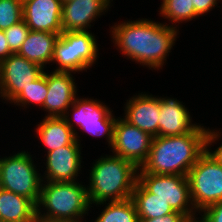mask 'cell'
<instances>
[{"label":"cell","instance_id":"603a6c76","mask_svg":"<svg viewBox=\"0 0 222 222\" xmlns=\"http://www.w3.org/2000/svg\"><path fill=\"white\" fill-rule=\"evenodd\" d=\"M160 14L164 19L176 23L191 21L200 17L194 10L192 0H162Z\"/></svg>","mask_w":222,"mask_h":222},{"label":"cell","instance_id":"4fadbf2b","mask_svg":"<svg viewBox=\"0 0 222 222\" xmlns=\"http://www.w3.org/2000/svg\"><path fill=\"white\" fill-rule=\"evenodd\" d=\"M74 80L71 72L46 73L48 94L43 110L48 112L47 117H64L77 95Z\"/></svg>","mask_w":222,"mask_h":222},{"label":"cell","instance_id":"9a60e30c","mask_svg":"<svg viewBox=\"0 0 222 222\" xmlns=\"http://www.w3.org/2000/svg\"><path fill=\"white\" fill-rule=\"evenodd\" d=\"M22 16L32 31L63 32L61 0H25Z\"/></svg>","mask_w":222,"mask_h":222},{"label":"cell","instance_id":"ba28073f","mask_svg":"<svg viewBox=\"0 0 222 222\" xmlns=\"http://www.w3.org/2000/svg\"><path fill=\"white\" fill-rule=\"evenodd\" d=\"M190 198L200 214L205 208L222 201V165L204 152L187 174Z\"/></svg>","mask_w":222,"mask_h":222},{"label":"cell","instance_id":"e0dca14e","mask_svg":"<svg viewBox=\"0 0 222 222\" xmlns=\"http://www.w3.org/2000/svg\"><path fill=\"white\" fill-rule=\"evenodd\" d=\"M177 98L160 97L158 136L189 134L199 124L192 123L190 112Z\"/></svg>","mask_w":222,"mask_h":222},{"label":"cell","instance_id":"5b68a950","mask_svg":"<svg viewBox=\"0 0 222 222\" xmlns=\"http://www.w3.org/2000/svg\"><path fill=\"white\" fill-rule=\"evenodd\" d=\"M96 40L89 31L62 32L53 50L54 71L78 73L91 68L99 57Z\"/></svg>","mask_w":222,"mask_h":222},{"label":"cell","instance_id":"2e32d148","mask_svg":"<svg viewBox=\"0 0 222 222\" xmlns=\"http://www.w3.org/2000/svg\"><path fill=\"white\" fill-rule=\"evenodd\" d=\"M123 118L152 137L158 136L160 97L145 92L135 95L125 104Z\"/></svg>","mask_w":222,"mask_h":222},{"label":"cell","instance_id":"f1b7e54d","mask_svg":"<svg viewBox=\"0 0 222 222\" xmlns=\"http://www.w3.org/2000/svg\"><path fill=\"white\" fill-rule=\"evenodd\" d=\"M138 222H190V220L184 214L175 211L162 217L139 219Z\"/></svg>","mask_w":222,"mask_h":222},{"label":"cell","instance_id":"1f68e13d","mask_svg":"<svg viewBox=\"0 0 222 222\" xmlns=\"http://www.w3.org/2000/svg\"><path fill=\"white\" fill-rule=\"evenodd\" d=\"M35 222H70V221H60V220H49L43 218H36Z\"/></svg>","mask_w":222,"mask_h":222},{"label":"cell","instance_id":"6da1fadb","mask_svg":"<svg viewBox=\"0 0 222 222\" xmlns=\"http://www.w3.org/2000/svg\"><path fill=\"white\" fill-rule=\"evenodd\" d=\"M115 24L110 29L112 42L125 57L149 69H162L179 35V27L146 18Z\"/></svg>","mask_w":222,"mask_h":222},{"label":"cell","instance_id":"ffe728a7","mask_svg":"<svg viewBox=\"0 0 222 222\" xmlns=\"http://www.w3.org/2000/svg\"><path fill=\"white\" fill-rule=\"evenodd\" d=\"M36 205L27 197L0 188V221L35 222Z\"/></svg>","mask_w":222,"mask_h":222},{"label":"cell","instance_id":"8fae6325","mask_svg":"<svg viewBox=\"0 0 222 222\" xmlns=\"http://www.w3.org/2000/svg\"><path fill=\"white\" fill-rule=\"evenodd\" d=\"M38 64L17 53L0 62V97L11 102L24 88L35 81L43 72Z\"/></svg>","mask_w":222,"mask_h":222},{"label":"cell","instance_id":"f546056e","mask_svg":"<svg viewBox=\"0 0 222 222\" xmlns=\"http://www.w3.org/2000/svg\"><path fill=\"white\" fill-rule=\"evenodd\" d=\"M219 0H192L195 12L200 16L210 13L213 7L217 6Z\"/></svg>","mask_w":222,"mask_h":222},{"label":"cell","instance_id":"7c38bea8","mask_svg":"<svg viewBox=\"0 0 222 222\" xmlns=\"http://www.w3.org/2000/svg\"><path fill=\"white\" fill-rule=\"evenodd\" d=\"M80 148V142L75 140L70 145L48 152L42 181L44 182V178L49 182L77 181L82 163Z\"/></svg>","mask_w":222,"mask_h":222},{"label":"cell","instance_id":"277c9868","mask_svg":"<svg viewBox=\"0 0 222 222\" xmlns=\"http://www.w3.org/2000/svg\"><path fill=\"white\" fill-rule=\"evenodd\" d=\"M90 206L87 188L78 181H47L45 184L42 181L40 198L36 205V218L82 222L81 219L88 215Z\"/></svg>","mask_w":222,"mask_h":222},{"label":"cell","instance_id":"7a4b0ae2","mask_svg":"<svg viewBox=\"0 0 222 222\" xmlns=\"http://www.w3.org/2000/svg\"><path fill=\"white\" fill-rule=\"evenodd\" d=\"M207 128L198 125L189 134L153 137L146 161L140 173L187 176L205 152Z\"/></svg>","mask_w":222,"mask_h":222},{"label":"cell","instance_id":"4dcf8cb0","mask_svg":"<svg viewBox=\"0 0 222 222\" xmlns=\"http://www.w3.org/2000/svg\"><path fill=\"white\" fill-rule=\"evenodd\" d=\"M13 54L7 43L4 30H0V62L5 60L9 55Z\"/></svg>","mask_w":222,"mask_h":222},{"label":"cell","instance_id":"d4e9b609","mask_svg":"<svg viewBox=\"0 0 222 222\" xmlns=\"http://www.w3.org/2000/svg\"><path fill=\"white\" fill-rule=\"evenodd\" d=\"M23 2L0 0V30H5L23 19Z\"/></svg>","mask_w":222,"mask_h":222},{"label":"cell","instance_id":"ac0fdd59","mask_svg":"<svg viewBox=\"0 0 222 222\" xmlns=\"http://www.w3.org/2000/svg\"><path fill=\"white\" fill-rule=\"evenodd\" d=\"M59 36L57 33L30 30L17 54L44 68L51 63Z\"/></svg>","mask_w":222,"mask_h":222},{"label":"cell","instance_id":"83f0119b","mask_svg":"<svg viewBox=\"0 0 222 222\" xmlns=\"http://www.w3.org/2000/svg\"><path fill=\"white\" fill-rule=\"evenodd\" d=\"M201 213L200 222H222V201L208 206Z\"/></svg>","mask_w":222,"mask_h":222},{"label":"cell","instance_id":"cb8c5ba5","mask_svg":"<svg viewBox=\"0 0 222 222\" xmlns=\"http://www.w3.org/2000/svg\"><path fill=\"white\" fill-rule=\"evenodd\" d=\"M48 94L46 72L44 71L35 81L24 88L10 103L27 108V105H39L43 108ZM26 106V107H25Z\"/></svg>","mask_w":222,"mask_h":222},{"label":"cell","instance_id":"9c48e42d","mask_svg":"<svg viewBox=\"0 0 222 222\" xmlns=\"http://www.w3.org/2000/svg\"><path fill=\"white\" fill-rule=\"evenodd\" d=\"M138 182L148 192L168 202L174 211L184 214L190 221L199 219L195 217L196 210L190 198L187 176L138 172Z\"/></svg>","mask_w":222,"mask_h":222},{"label":"cell","instance_id":"4316f807","mask_svg":"<svg viewBox=\"0 0 222 222\" xmlns=\"http://www.w3.org/2000/svg\"><path fill=\"white\" fill-rule=\"evenodd\" d=\"M217 130H210L209 128L207 129V133H206V138H205V152L211 157L213 158L217 163H219L220 165H222V144L215 149V151H212L211 149V145H213V143H216L215 141L219 140V138H221L220 134L221 132L217 131ZM209 147V148H208Z\"/></svg>","mask_w":222,"mask_h":222},{"label":"cell","instance_id":"52a82bcc","mask_svg":"<svg viewBox=\"0 0 222 222\" xmlns=\"http://www.w3.org/2000/svg\"><path fill=\"white\" fill-rule=\"evenodd\" d=\"M72 115L69 114V111L64 115V119L72 130H74L76 140L78 139V132L74 129V123L79 126V128L89 135L95 137L106 138L108 145L111 147L113 143V134H114V124L116 117H114L110 108H108L101 101L91 98H80L76 97L73 104L70 106ZM72 116V118L69 117ZM106 136V137H105Z\"/></svg>","mask_w":222,"mask_h":222},{"label":"cell","instance_id":"30bf717a","mask_svg":"<svg viewBox=\"0 0 222 222\" xmlns=\"http://www.w3.org/2000/svg\"><path fill=\"white\" fill-rule=\"evenodd\" d=\"M153 137L118 117L114 124L113 143L114 155L134 163L138 168L146 161Z\"/></svg>","mask_w":222,"mask_h":222},{"label":"cell","instance_id":"d6986e66","mask_svg":"<svg viewBox=\"0 0 222 222\" xmlns=\"http://www.w3.org/2000/svg\"><path fill=\"white\" fill-rule=\"evenodd\" d=\"M36 133L42 144L47 148V153L76 140L74 130L70 128L63 117H47L37 124Z\"/></svg>","mask_w":222,"mask_h":222},{"label":"cell","instance_id":"3957f363","mask_svg":"<svg viewBox=\"0 0 222 222\" xmlns=\"http://www.w3.org/2000/svg\"><path fill=\"white\" fill-rule=\"evenodd\" d=\"M139 168L116 155H105L93 163L87 187L90 205L131 198Z\"/></svg>","mask_w":222,"mask_h":222},{"label":"cell","instance_id":"8992f818","mask_svg":"<svg viewBox=\"0 0 222 222\" xmlns=\"http://www.w3.org/2000/svg\"><path fill=\"white\" fill-rule=\"evenodd\" d=\"M36 168L28 151L0 158V188L27 197L37 205L42 175Z\"/></svg>","mask_w":222,"mask_h":222},{"label":"cell","instance_id":"44dd1931","mask_svg":"<svg viewBox=\"0 0 222 222\" xmlns=\"http://www.w3.org/2000/svg\"><path fill=\"white\" fill-rule=\"evenodd\" d=\"M131 199L135 204L138 219L157 218L175 212L168 202L148 192L138 181Z\"/></svg>","mask_w":222,"mask_h":222},{"label":"cell","instance_id":"d6a6232c","mask_svg":"<svg viewBox=\"0 0 222 222\" xmlns=\"http://www.w3.org/2000/svg\"><path fill=\"white\" fill-rule=\"evenodd\" d=\"M190 222H200V220H199V219H197V220H193V221H190Z\"/></svg>","mask_w":222,"mask_h":222},{"label":"cell","instance_id":"484cf974","mask_svg":"<svg viewBox=\"0 0 222 222\" xmlns=\"http://www.w3.org/2000/svg\"><path fill=\"white\" fill-rule=\"evenodd\" d=\"M30 30L23 19L4 30L8 46L13 54L18 53Z\"/></svg>","mask_w":222,"mask_h":222},{"label":"cell","instance_id":"5bb4252c","mask_svg":"<svg viewBox=\"0 0 222 222\" xmlns=\"http://www.w3.org/2000/svg\"><path fill=\"white\" fill-rule=\"evenodd\" d=\"M111 1L68 0L62 3V31H88L91 23L109 9Z\"/></svg>","mask_w":222,"mask_h":222},{"label":"cell","instance_id":"7402d4cb","mask_svg":"<svg viewBox=\"0 0 222 222\" xmlns=\"http://www.w3.org/2000/svg\"><path fill=\"white\" fill-rule=\"evenodd\" d=\"M107 204L94 222H138V214L131 198L122 201L101 202Z\"/></svg>","mask_w":222,"mask_h":222}]
</instances>
